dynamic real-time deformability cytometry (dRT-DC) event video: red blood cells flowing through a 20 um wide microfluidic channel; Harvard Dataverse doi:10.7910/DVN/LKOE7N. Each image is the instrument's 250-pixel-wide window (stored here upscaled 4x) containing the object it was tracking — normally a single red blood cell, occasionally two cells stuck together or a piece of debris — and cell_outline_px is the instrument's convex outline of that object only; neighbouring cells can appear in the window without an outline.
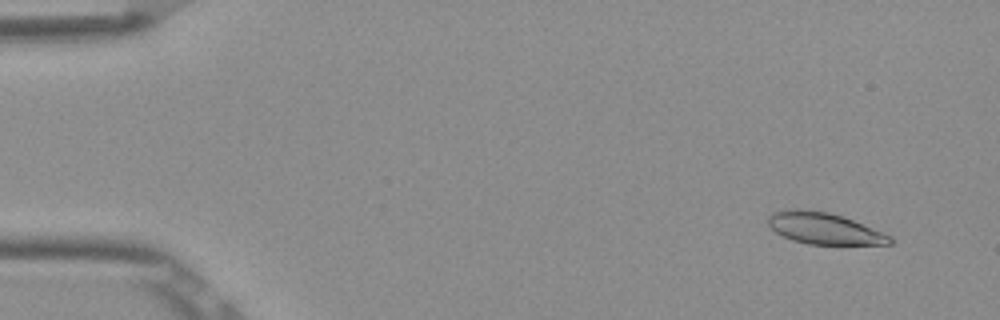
{"species": "Egyptian fruit bat (a non-hibernating species)", "species_latin": "Rousettus aegyptiacus", "temperature_condition": "room temperature", "stored_images_in_passage": 50, "camera_frame_rate_fps": 3000, "um_per_image_px": 0.085, "frame": {"image": 1, "passage_image": 1, "time_ms": 0.0, "image_size_px": [1000, 320], "cell_outline_px": [[892, 244], [808, 244], [792, 240], [776, 232], [768, 224], [768, 216], [772, 212], [788, 208], [796, 208], [828, 212], [852, 220], [892, 236]], "centroid_in_image_um": [70.01, 19.4], "position_along_channel_um": 15.0, "area_um2": 22.14}}
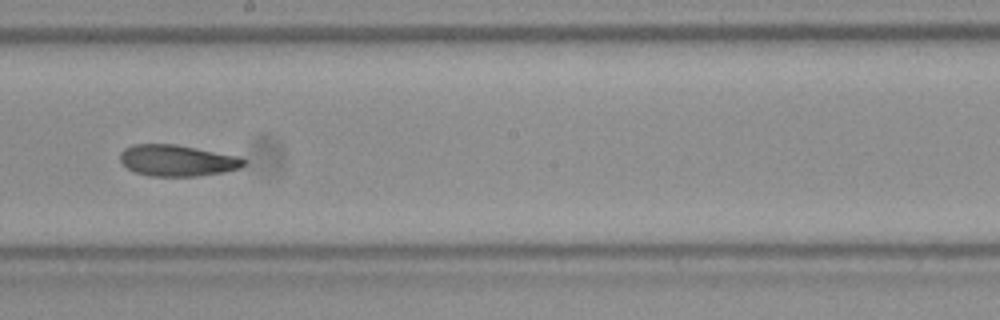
{"frame": {"image": 2, "passage_image": 27, "time_ms": 8.667, "image_size_px": [1000, 320], "cell_outline_px": [[248, 164], [240, 168], [224, 172], [196, 176], [148, 176], [136, 172], [128, 168], [120, 160], [120, 152], [124, 148], [132, 144], [176, 144], [240, 156], [248, 160]], "centroid_in_image_um": [15.12, 13.64], "position_along_channel_um": 233.1, "area_um2": 22.83}}
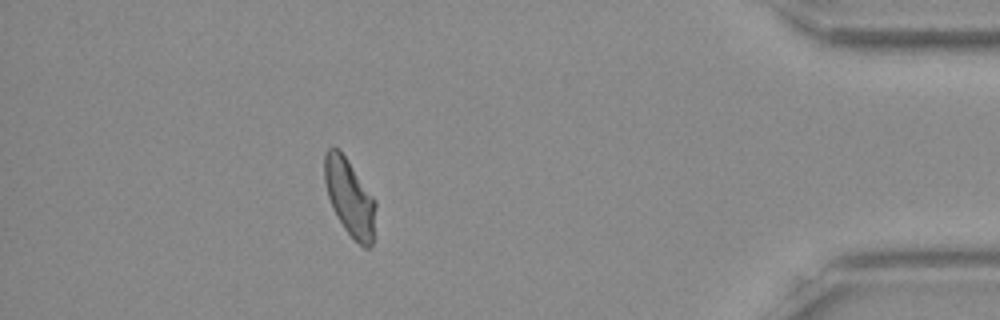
{"frame": {"image": 3, "passage_image": 44, "time_ms": 14.333, "image_size_px": [1000, 320], "cell_outline_px": [[376, 204], [372, 244], [368, 248], [364, 248], [344, 228], [336, 216], [332, 208], [328, 196], [324, 180], [324, 152], [328, 148], [336, 148], [344, 156], [376, 200]], "centroid_in_image_um": [29.71, 16.79], "position_along_channel_um": 405.5, "area_um2": 22.54}, "authors_computed_cell_mechanics": {"area_um2": 23.0622, "velocity_mm_per_s": 3.8691, "shape_relaxation_time_tau1_ms": 11.0369, "shape_relaxation_time_tau2_ms": 6.7448, "deformation_change_tau1": 0.2411, "deformation_change_tau2": 0.12}}